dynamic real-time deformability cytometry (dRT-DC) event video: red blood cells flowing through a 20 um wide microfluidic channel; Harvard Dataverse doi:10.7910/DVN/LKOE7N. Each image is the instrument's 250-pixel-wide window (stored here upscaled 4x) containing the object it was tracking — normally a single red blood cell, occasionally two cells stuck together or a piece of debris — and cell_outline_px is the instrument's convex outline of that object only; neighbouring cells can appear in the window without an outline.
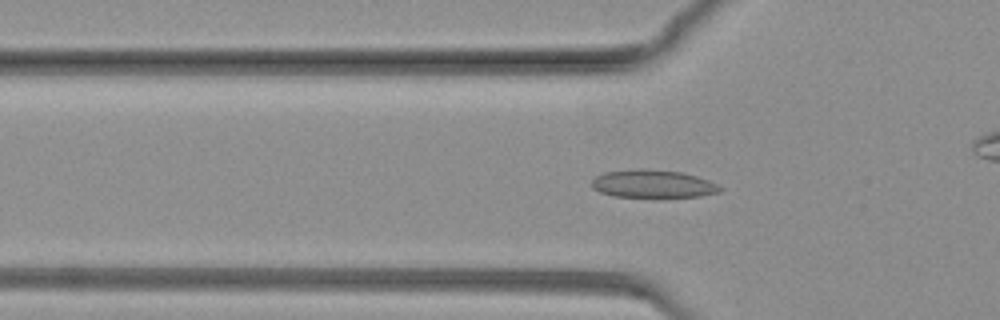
{"species": "common noctule bat (a hibernating species)", "species_latin": "Nyctalus noctula", "temperature_condition": "warm", "stored_images_in_passage": 83, "camera_frame_rate_fps": 3000, "um_per_image_px": 0.085, "animal": {"sex": "female", "body_mass_g": 19.3, "forearm_length_mm": 54.1}, "frame": {"image": 1, "passage_image": 27, "time_ms": 8.667, "image_size_px": [1000, 320], "cell_outline_px": [[724, 188], [720, 192], [700, 196], [612, 196], [600, 192], [592, 188], [592, 180], [596, 176], [604, 172], [680, 172], [696, 176], [708, 180]], "centroid_in_image_um": [55.53, 15.68], "position_along_channel_um": 70.3, "area_um2": 19.48}}
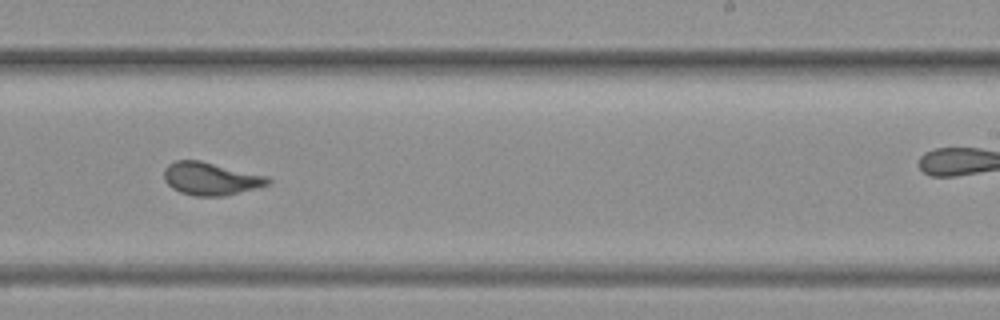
{"frame": {"image": 2, "passage_image": 51, "time_ms": 16.667, "image_size_px": [1000, 320], "cell_outline_px": [[272, 180], [268, 184], [256, 188], [224, 196], [192, 196], [180, 192], [172, 188], [164, 180], [164, 168], [168, 164], [176, 160], [200, 160], [268, 176]], "centroid_in_image_um": [17.89, 15.19], "position_along_channel_um": 271.1, "area_um2": 19.94}}
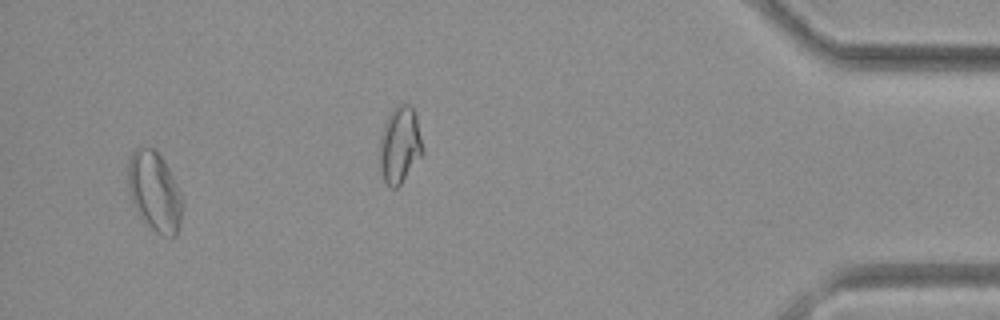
{"frame": {"image": 3, "passage_image": 79, "time_ms": 26.0, "image_size_px": [1000, 320], "cell_outline_px": [[180, 228], [176, 236], [160, 236], [140, 216], [132, 204], [128, 188], [128, 160], [132, 152], [136, 148], [156, 148], [164, 160], [180, 192]], "centroid_in_image_um": [13.1, 16.27], "position_along_channel_um": 422.1, "area_um2": 24.97}}